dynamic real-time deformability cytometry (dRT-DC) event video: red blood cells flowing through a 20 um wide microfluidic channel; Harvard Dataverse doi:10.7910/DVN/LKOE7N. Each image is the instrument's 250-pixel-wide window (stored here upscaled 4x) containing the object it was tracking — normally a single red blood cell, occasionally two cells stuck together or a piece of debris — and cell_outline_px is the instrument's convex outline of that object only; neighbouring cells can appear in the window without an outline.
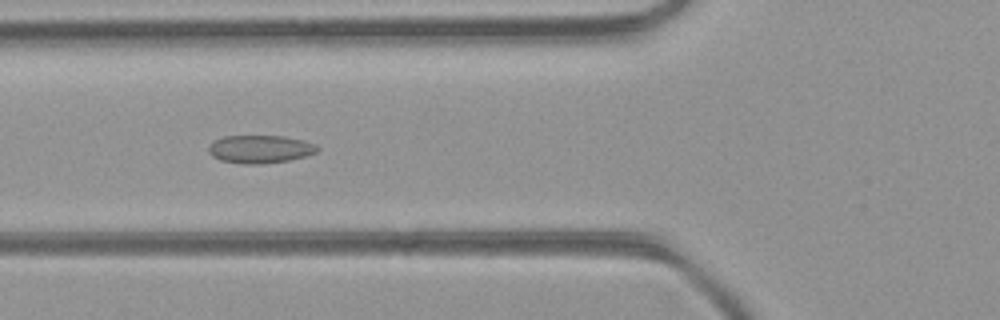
{"species": "common noctule bat (a hibernating species)", "species_latin": "Nyctalus noctula", "temperature_condition": "room temperature", "stored_images_in_passage": 37, "camera_frame_rate_fps": 3000, "um_per_image_px": 0.085, "animal": {"sex": "female", "body_mass_g": 21.9}, "frame": {"image": 1, "passage_image": 8, "time_ms": 2.333, "image_size_px": [1000, 320], "cell_outline_px": [[320, 148], [316, 152], [304, 156], [288, 160], [264, 164], [244, 164], [220, 160], [212, 156], [208, 152], [208, 144], [212, 140], [224, 136], [284, 136], [304, 140], [316, 144]], "centroid_in_image_um": [22.07, 12.67], "position_along_channel_um": 103.7, "area_um2": 17.92}}
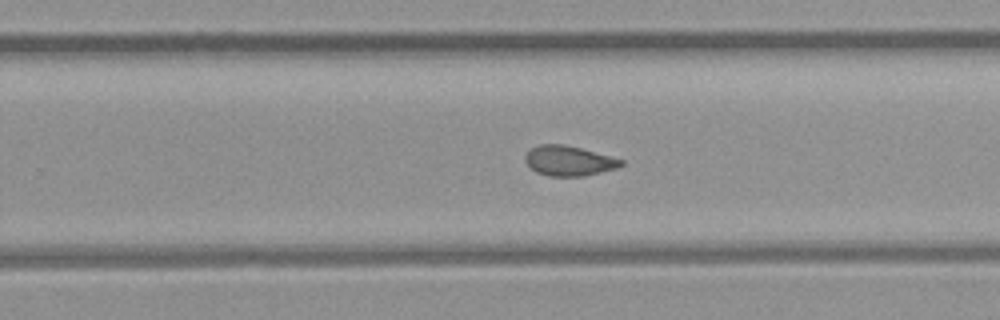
{"frame": {"image": 2, "passage_image": 20, "time_ms": 6.333, "image_size_px": [1000, 320], "cell_outline_px": [[624, 164], [616, 168], [584, 176], [548, 176], [536, 172], [524, 160], [524, 156], [532, 148], [540, 144], [564, 144], [580, 148], [624, 160]], "centroid_in_image_um": [48.34, 13.67], "position_along_channel_um": 281.5, "area_um2": 16.59}}
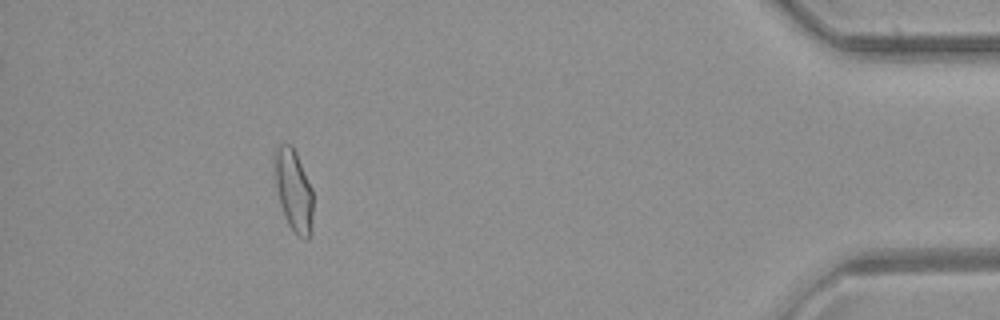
{"frame": {"image": 3, "passage_image": 33, "time_ms": 10.667, "image_size_px": [1000, 320], "cell_outline_px": [[312, 232], [308, 240], [304, 240], [288, 224], [284, 216], [280, 204], [276, 184], [276, 144], [292, 144], [296, 152], [312, 188]], "centroid_in_image_um": [24.99, 16.21], "position_along_channel_um": 410.2, "area_um2": 18.03}, "authors_computed_cell_mechanics": {"area_um2": 17.5134, "velocity_mm_per_s": 4.4434, "shape_relaxation_time_tau1_ms": null, "shape_relaxation_time_tau2_ms": 1.8313, "deformation_change_tau1": null, "deformation_change_tau2": 0.0765}}